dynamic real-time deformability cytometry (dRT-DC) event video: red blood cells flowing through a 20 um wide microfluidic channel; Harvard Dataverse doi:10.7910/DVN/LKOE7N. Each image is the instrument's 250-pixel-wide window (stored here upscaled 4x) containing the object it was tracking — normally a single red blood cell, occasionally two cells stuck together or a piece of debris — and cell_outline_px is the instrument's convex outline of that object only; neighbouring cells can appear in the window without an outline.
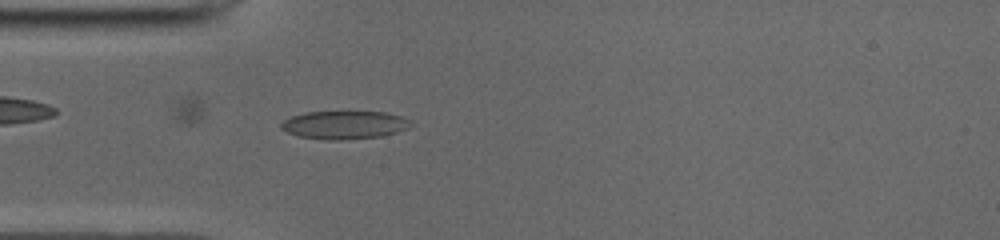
{"species": "common noctule bat (a hibernating species)", "species_latin": "Nyctalus noctula", "temperature_condition": "cold", "stored_images_in_passage": 41, "camera_frame_rate_fps": 3000, "um_per_image_px": 0.085, "animal": {"sex": "male", "body_mass_g": 19.0, "forearm_length_mm": 50.8}, "frame": {"image": 1, "passage_image": 5, "time_ms": 1.333, "image_size_px": [1000, 240], "cell_outline_px": [[412, 124], [408, 128], [396, 132], [380, 136], [340, 140], [328, 140], [296, 136], [280, 128], [280, 124], [284, 120], [292, 116], [304, 112], [384, 112], [400, 116], [412, 120]], "centroid_in_image_um": [29.25, 10.62], "position_along_channel_um": 55.7, "area_um2": 21.21}}
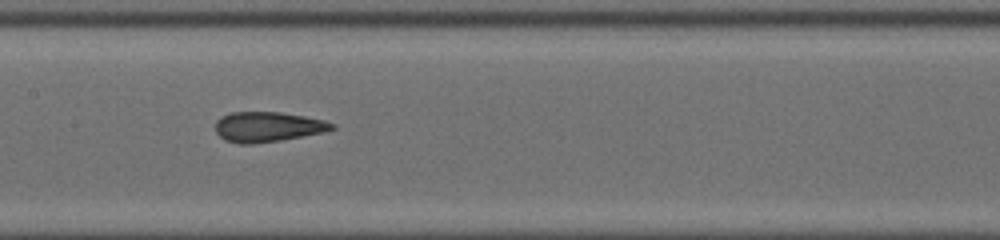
{"frame": {"image": 2, "passage_image": 15, "time_ms": 4.667, "image_size_px": [1000, 240], "cell_outline_px": [[336, 128], [324, 132], [280, 140], [252, 144], [240, 144], [224, 140], [216, 132], [216, 120], [220, 116], [232, 112], [280, 112], [304, 116], [324, 120], [336, 124]], "centroid_in_image_um": [22.75, 10.78], "position_along_channel_um": 184.7, "area_um2": 20.46}}
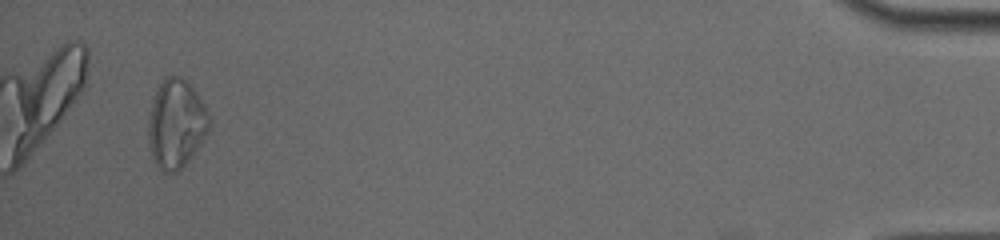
{"frame": {"image": 3, "passage_image": 39, "time_ms": 12.667, "image_size_px": [1000, 240], "cell_outline_px": [[208, 132], [200, 144], [188, 160], [176, 172], [168, 172], [156, 168], [152, 160], [148, 140], [148, 120], [152, 100], [160, 84], [168, 76], [180, 76], [196, 92], [204, 104], [208, 112]], "centroid_in_image_um": [14.94, 10.55], "position_along_channel_um": 420.3, "area_um2": 31.1}, "authors_computed_cell_mechanics": {"area_um2": 20.9814, "velocity_mm_per_s": 3.9614, "shape_relaxation_time_tau1_ms": null, "shape_relaxation_time_tau2_ms": 1.3236, "deformation_change_tau1": null, "deformation_change_tau2": 0.0538}}